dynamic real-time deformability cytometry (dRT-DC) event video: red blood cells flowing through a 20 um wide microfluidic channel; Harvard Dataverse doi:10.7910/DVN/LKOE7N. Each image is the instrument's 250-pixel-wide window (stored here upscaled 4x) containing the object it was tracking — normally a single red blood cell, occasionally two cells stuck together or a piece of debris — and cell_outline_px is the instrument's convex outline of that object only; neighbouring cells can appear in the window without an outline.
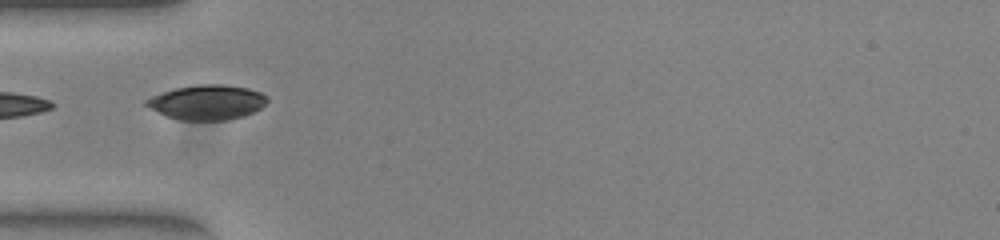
{"species": "common noctule bat (a hibernating species)", "species_latin": "Nyctalus noctula", "temperature_condition": "warm", "stored_images_in_passage": 23, "camera_frame_rate_fps": 3000, "um_per_image_px": 0.085, "animal": {"sex": "female", "body_mass_g": 23.0, "forearm_length_mm": 53.4}, "frame": {"image": 1, "passage_image": 1, "time_ms": 0.0, "image_size_px": [1000, 240], "cell_outline_px": [[268, 100], [260, 108], [244, 116], [228, 120], [176, 120], [164, 116], [144, 104], [144, 100], [152, 96], [176, 88], [196, 84], [224, 84], [248, 88], [260, 92], [268, 96]], "centroid_in_image_um": [17.59, 8.7], "position_along_channel_um": 67.4, "area_um2": 24.62}}